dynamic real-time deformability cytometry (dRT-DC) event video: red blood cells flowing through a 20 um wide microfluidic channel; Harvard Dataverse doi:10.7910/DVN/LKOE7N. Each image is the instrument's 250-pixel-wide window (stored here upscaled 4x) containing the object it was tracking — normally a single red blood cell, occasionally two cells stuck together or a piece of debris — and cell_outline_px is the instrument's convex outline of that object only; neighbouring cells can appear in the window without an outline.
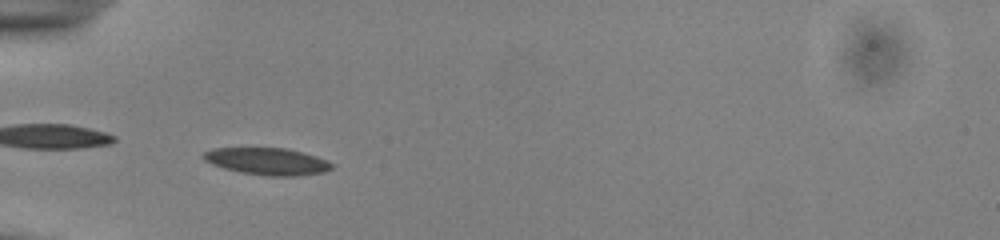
{"species": "common noctule bat (a hibernating species)", "species_latin": "Nyctalus noctula", "temperature_condition": "cold", "stored_images_in_passage": 14, "camera_frame_rate_fps": 3000, "um_per_image_px": 0.085, "animal": {"sex": "male", "body_mass_g": 13.0, "forearm_length_mm": 53.1}, "frame": {"image": 1, "passage_image": 1, "time_ms": 0.0, "image_size_px": [1000, 240], "cell_outline_px": [[332, 168], [324, 172], [300, 176], [268, 176], [240, 172], [224, 168], [212, 164], [204, 160], [200, 156], [204, 152], [212, 148], [284, 148], [316, 156], [328, 160], [332, 164]], "centroid_in_image_um": [22.7, 13.72], "position_along_channel_um": 62.3, "area_um2": 20.23}}
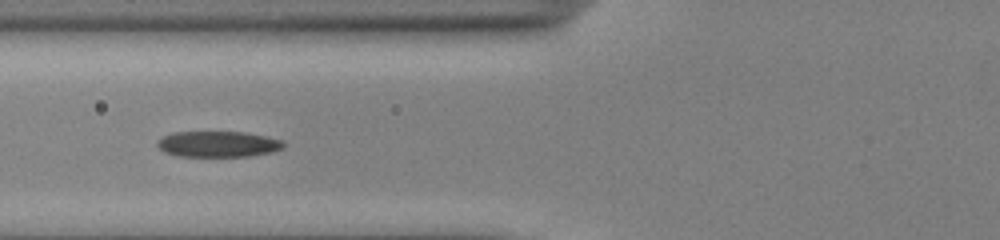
{"frame": {"image": 2, "passage_image": 5, "time_ms": 1.333, "image_size_px": [1000, 240], "cell_outline_px": [[284, 148], [272, 152], [248, 156], [176, 156], [164, 152], [156, 144], [156, 140], [172, 132], [244, 132], [264, 136], [280, 140], [284, 144]], "centroid_in_image_um": [18.49, 12.25], "position_along_channel_um": 107.3, "area_um2": 18.96}}
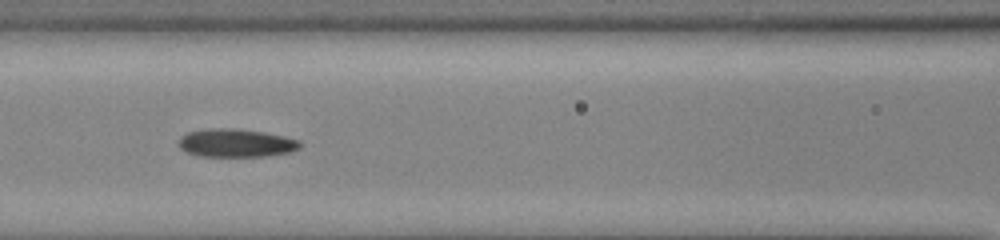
{"frame": {"image": 3, "passage_image": 8, "time_ms": 2.333, "image_size_px": [1000, 240], "cell_outline_px": [[300, 148], [288, 152], [268, 156], [200, 156], [184, 152], [180, 148], [180, 136], [188, 132], [208, 128], [236, 128], [264, 132], [284, 136], [300, 140]], "centroid_in_image_um": [20.05, 12.15], "position_along_channel_um": 146.6, "area_um2": 20.0}}